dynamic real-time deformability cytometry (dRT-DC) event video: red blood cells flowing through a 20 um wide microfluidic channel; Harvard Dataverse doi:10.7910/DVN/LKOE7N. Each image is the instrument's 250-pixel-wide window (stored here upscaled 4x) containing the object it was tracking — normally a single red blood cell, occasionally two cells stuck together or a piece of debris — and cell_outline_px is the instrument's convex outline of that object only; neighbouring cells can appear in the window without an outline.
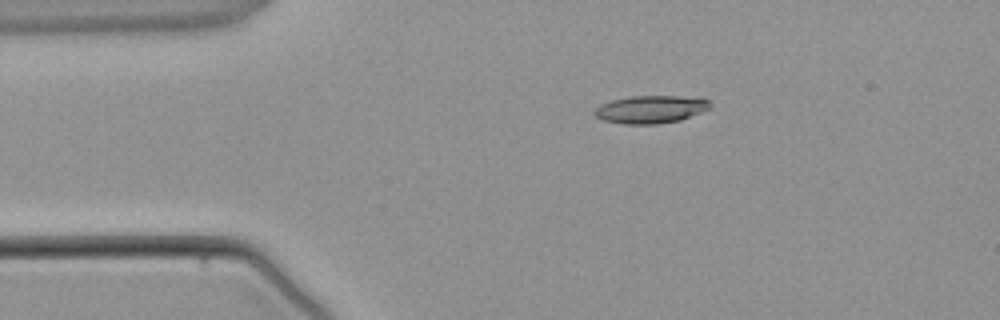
{"species": "common noctule bat (a hibernating species)", "species_latin": "Nyctalus noctula", "temperature_condition": "warm", "stored_images_in_passage": 4, "camera_frame_rate_fps": 3000, "um_per_image_px": 0.085, "animal": {"sex": "male", "body_mass_g": 21.5, "forearm_length_mm": 52.0}, "frame": {"image": 1, "passage_image": 4, "time_ms": 5.0, "image_size_px": [1000, 320], "cell_outline_px": [[712, 108], [680, 120], [656, 124], [624, 124], [604, 120], [596, 116], [592, 112], [600, 104], [612, 100], [632, 96], [700, 96], [708, 100], [712, 104]], "centroid_in_image_um": [55.36, 9.28], "position_along_channel_um": 29.6, "area_um2": 18.9}}